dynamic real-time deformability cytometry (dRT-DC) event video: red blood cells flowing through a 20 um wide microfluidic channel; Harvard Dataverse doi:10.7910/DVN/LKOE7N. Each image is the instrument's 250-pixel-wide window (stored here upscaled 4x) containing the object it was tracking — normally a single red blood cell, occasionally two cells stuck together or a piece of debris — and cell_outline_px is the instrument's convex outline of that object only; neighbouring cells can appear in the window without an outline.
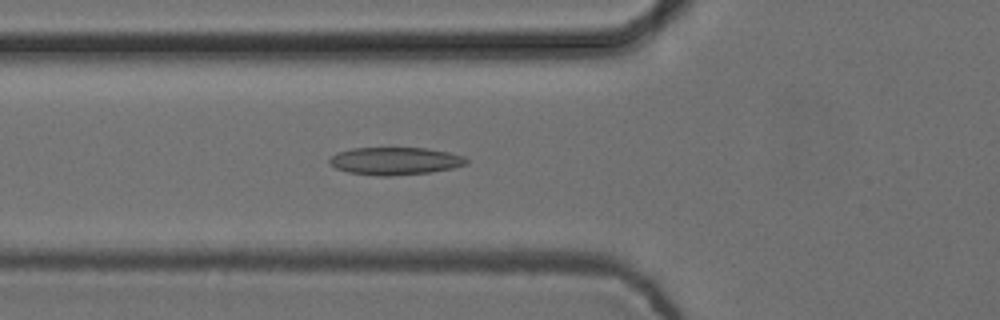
{"species": "common noctule bat (a hibernating species)", "species_latin": "Nyctalus noctula", "temperature_condition": "cold", "stored_images_in_passage": 55, "camera_frame_rate_fps": 3000, "um_per_image_px": 0.085, "animal": {"sex": "female", "body_mass_g": 24.6, "forearm_length_mm": 56.2}, "frame": {"image": 1, "passage_image": 20, "time_ms": 6.333, "image_size_px": [1000, 320], "cell_outline_px": [[468, 164], [452, 168], [428, 172], [392, 176], [380, 176], [348, 172], [336, 168], [328, 160], [336, 152], [352, 148], [428, 148], [448, 152], [464, 156], [468, 160]], "centroid_in_image_um": [33.59, 13.68], "position_along_channel_um": 92.2, "area_um2": 21.96}}
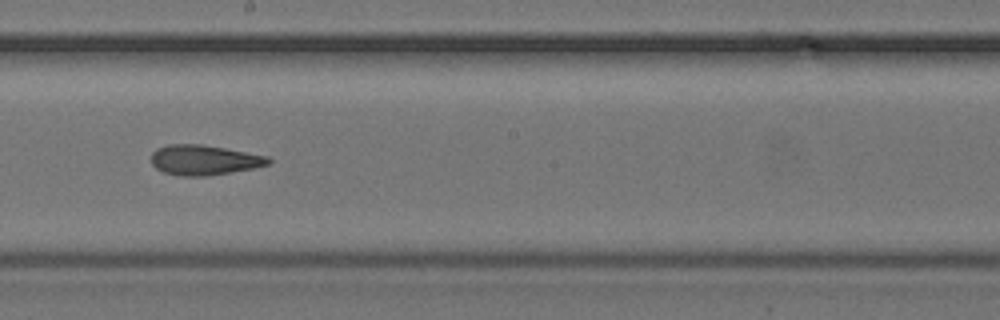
{"frame": {"image": 2, "passage_image": 31, "time_ms": 10.0, "image_size_px": [1000, 320], "cell_outline_px": [[272, 160], [268, 164], [256, 168], [204, 176], [180, 176], [164, 172], [156, 168], [152, 164], [152, 152], [156, 148], [168, 144], [200, 144], [224, 148], [268, 156]], "centroid_in_image_um": [17.34, 13.6], "position_along_channel_um": 230.9, "area_um2": 20.46}}
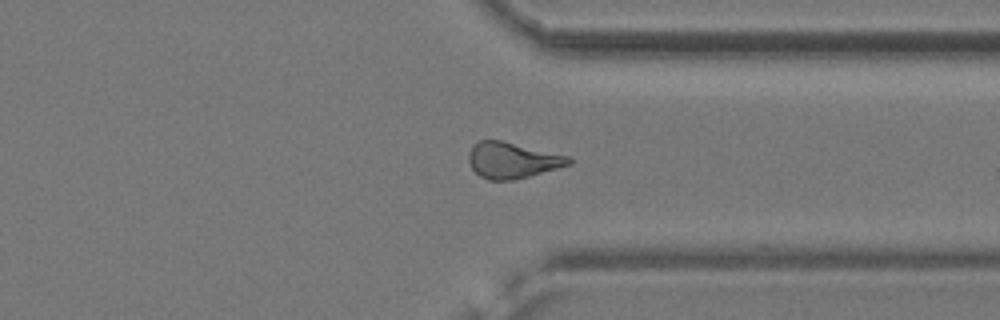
{"frame": {"image": 3, "passage_image": 42, "time_ms": 13.667, "image_size_px": [1000, 320], "cell_outline_px": [[572, 164], [528, 176], [512, 180], [488, 180], [480, 176], [472, 168], [468, 160], [468, 152], [472, 144], [480, 140], [500, 140], [568, 156], [572, 160]], "centroid_in_image_um": [43.5, 13.62], "position_along_channel_um": 367.9, "area_um2": 20.81}, "authors_computed_cell_mechanics": {"area_um2": 21.2126, "velocity_mm_per_s": 3.762, "shape_relaxation_time_tau1_ms": 9.5928, "shape_relaxation_time_tau2_ms": 4.3934, "deformation_change_tau1": 0.1971, "deformation_change_tau2": 0.1287}}